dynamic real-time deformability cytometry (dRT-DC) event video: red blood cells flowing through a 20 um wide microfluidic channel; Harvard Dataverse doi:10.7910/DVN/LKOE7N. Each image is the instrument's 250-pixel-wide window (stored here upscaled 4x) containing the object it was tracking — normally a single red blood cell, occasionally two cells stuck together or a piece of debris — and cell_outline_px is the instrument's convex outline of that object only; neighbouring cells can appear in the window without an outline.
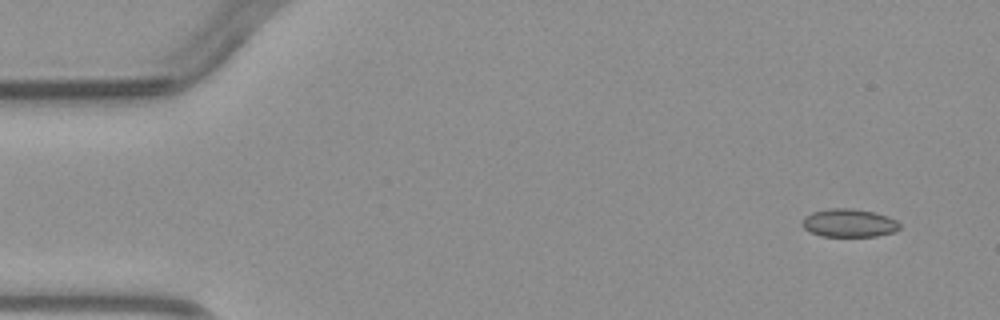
{"species": "common noctule bat (a hibernating species)", "species_latin": "Nyctalus noctula", "temperature_condition": "warm", "stored_images_in_passage": 3, "camera_frame_rate_fps": 3000, "um_per_image_px": 0.085, "animal": {"sex": "male", "body_mass_g": 23.1, "forearm_length_mm": 52.7}, "frame": {"image": 1, "passage_image": 1, "time_ms": 0.0, "image_size_px": [1000, 320], "cell_outline_px": [[900, 228], [896, 232], [876, 236], [820, 236], [804, 228], [800, 224], [804, 216], [812, 212], [832, 208], [852, 208], [872, 212], [888, 216], [896, 220], [900, 224]], "centroid_in_image_um": [72.16, 18.95], "position_along_channel_um": 12.8, "area_um2": 16.07}}
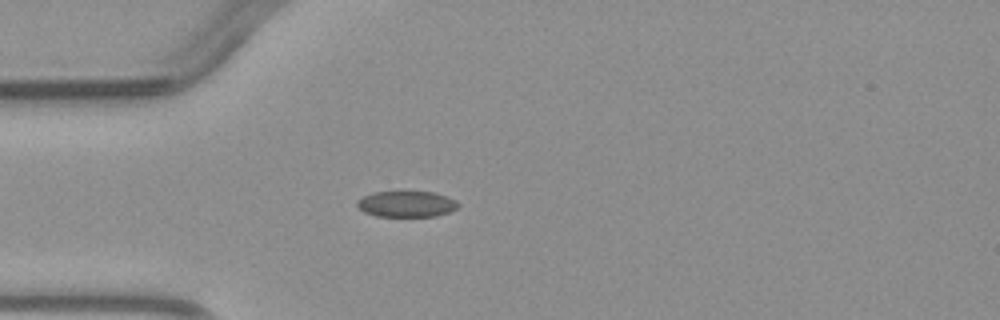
{"frame": {"image": 2, "passage_image": 3, "time_ms": 3.333, "image_size_px": [1000, 320], "cell_outline_px": [[460, 204], [456, 208], [448, 212], [436, 216], [376, 216], [364, 212], [356, 204], [356, 200], [372, 192], [436, 192], [448, 196], [456, 200]], "centroid_in_image_um": [34.56, 17.33], "position_along_channel_um": 50.4, "area_um2": 15.32}}